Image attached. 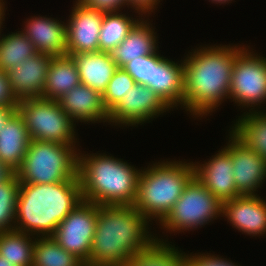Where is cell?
I'll return each instance as SVG.
<instances>
[{"label": "cell", "instance_id": "35", "mask_svg": "<svg viewBox=\"0 0 266 266\" xmlns=\"http://www.w3.org/2000/svg\"><path fill=\"white\" fill-rule=\"evenodd\" d=\"M6 72L0 70V106H17Z\"/></svg>", "mask_w": 266, "mask_h": 266}, {"label": "cell", "instance_id": "6", "mask_svg": "<svg viewBox=\"0 0 266 266\" xmlns=\"http://www.w3.org/2000/svg\"><path fill=\"white\" fill-rule=\"evenodd\" d=\"M78 152L75 145L31 140L15 174L20 183L51 184L79 180Z\"/></svg>", "mask_w": 266, "mask_h": 266}, {"label": "cell", "instance_id": "26", "mask_svg": "<svg viewBox=\"0 0 266 266\" xmlns=\"http://www.w3.org/2000/svg\"><path fill=\"white\" fill-rule=\"evenodd\" d=\"M118 12H104L99 36V51L111 52L129 34L133 27L143 18H133Z\"/></svg>", "mask_w": 266, "mask_h": 266}, {"label": "cell", "instance_id": "31", "mask_svg": "<svg viewBox=\"0 0 266 266\" xmlns=\"http://www.w3.org/2000/svg\"><path fill=\"white\" fill-rule=\"evenodd\" d=\"M134 85V79L123 68H117L102 95L103 105L108 113Z\"/></svg>", "mask_w": 266, "mask_h": 266}, {"label": "cell", "instance_id": "27", "mask_svg": "<svg viewBox=\"0 0 266 266\" xmlns=\"http://www.w3.org/2000/svg\"><path fill=\"white\" fill-rule=\"evenodd\" d=\"M35 239L17 230L0 232V255L15 266H32Z\"/></svg>", "mask_w": 266, "mask_h": 266}, {"label": "cell", "instance_id": "15", "mask_svg": "<svg viewBox=\"0 0 266 266\" xmlns=\"http://www.w3.org/2000/svg\"><path fill=\"white\" fill-rule=\"evenodd\" d=\"M151 88L170 108L181 105L184 109V59L180 63L162 56L159 51L152 54Z\"/></svg>", "mask_w": 266, "mask_h": 266}, {"label": "cell", "instance_id": "14", "mask_svg": "<svg viewBox=\"0 0 266 266\" xmlns=\"http://www.w3.org/2000/svg\"><path fill=\"white\" fill-rule=\"evenodd\" d=\"M204 164L193 163L195 177L222 203L240 195L233 177L232 150L226 145Z\"/></svg>", "mask_w": 266, "mask_h": 266}, {"label": "cell", "instance_id": "9", "mask_svg": "<svg viewBox=\"0 0 266 266\" xmlns=\"http://www.w3.org/2000/svg\"><path fill=\"white\" fill-rule=\"evenodd\" d=\"M253 50L246 46L236 56L229 90V99L250 112L266 102V58Z\"/></svg>", "mask_w": 266, "mask_h": 266}, {"label": "cell", "instance_id": "10", "mask_svg": "<svg viewBox=\"0 0 266 266\" xmlns=\"http://www.w3.org/2000/svg\"><path fill=\"white\" fill-rule=\"evenodd\" d=\"M98 207L95 203L81 201L58 225L53 235L62 248L74 254L85 266H89Z\"/></svg>", "mask_w": 266, "mask_h": 266}, {"label": "cell", "instance_id": "21", "mask_svg": "<svg viewBox=\"0 0 266 266\" xmlns=\"http://www.w3.org/2000/svg\"><path fill=\"white\" fill-rule=\"evenodd\" d=\"M70 56L77 66L80 82L103 95L118 68L110 52L76 53Z\"/></svg>", "mask_w": 266, "mask_h": 266}, {"label": "cell", "instance_id": "8", "mask_svg": "<svg viewBox=\"0 0 266 266\" xmlns=\"http://www.w3.org/2000/svg\"><path fill=\"white\" fill-rule=\"evenodd\" d=\"M219 216L222 217V202L194 175L159 226L166 232L180 233L201 228Z\"/></svg>", "mask_w": 266, "mask_h": 266}, {"label": "cell", "instance_id": "4", "mask_svg": "<svg viewBox=\"0 0 266 266\" xmlns=\"http://www.w3.org/2000/svg\"><path fill=\"white\" fill-rule=\"evenodd\" d=\"M78 152L82 199L97 205H133L141 169L105 153Z\"/></svg>", "mask_w": 266, "mask_h": 266}, {"label": "cell", "instance_id": "23", "mask_svg": "<svg viewBox=\"0 0 266 266\" xmlns=\"http://www.w3.org/2000/svg\"><path fill=\"white\" fill-rule=\"evenodd\" d=\"M79 84L80 76L73 58L70 55L52 57L42 97L58 101Z\"/></svg>", "mask_w": 266, "mask_h": 266}, {"label": "cell", "instance_id": "3", "mask_svg": "<svg viewBox=\"0 0 266 266\" xmlns=\"http://www.w3.org/2000/svg\"><path fill=\"white\" fill-rule=\"evenodd\" d=\"M81 201L80 180L20 183L14 230L34 237L53 236L58 225Z\"/></svg>", "mask_w": 266, "mask_h": 266}, {"label": "cell", "instance_id": "29", "mask_svg": "<svg viewBox=\"0 0 266 266\" xmlns=\"http://www.w3.org/2000/svg\"><path fill=\"white\" fill-rule=\"evenodd\" d=\"M32 266H85L74 254L62 248L53 236L36 237Z\"/></svg>", "mask_w": 266, "mask_h": 266}, {"label": "cell", "instance_id": "13", "mask_svg": "<svg viewBox=\"0 0 266 266\" xmlns=\"http://www.w3.org/2000/svg\"><path fill=\"white\" fill-rule=\"evenodd\" d=\"M227 146L232 150L233 177L237 193L258 195L266 179V158L249 149L231 131Z\"/></svg>", "mask_w": 266, "mask_h": 266}, {"label": "cell", "instance_id": "28", "mask_svg": "<svg viewBox=\"0 0 266 266\" xmlns=\"http://www.w3.org/2000/svg\"><path fill=\"white\" fill-rule=\"evenodd\" d=\"M36 53L34 44L22 31L0 34V70L15 68Z\"/></svg>", "mask_w": 266, "mask_h": 266}, {"label": "cell", "instance_id": "7", "mask_svg": "<svg viewBox=\"0 0 266 266\" xmlns=\"http://www.w3.org/2000/svg\"><path fill=\"white\" fill-rule=\"evenodd\" d=\"M17 111L22 116L31 140L76 145V124L56 100L43 97L20 100ZM75 130V131H74Z\"/></svg>", "mask_w": 266, "mask_h": 266}, {"label": "cell", "instance_id": "12", "mask_svg": "<svg viewBox=\"0 0 266 266\" xmlns=\"http://www.w3.org/2000/svg\"><path fill=\"white\" fill-rule=\"evenodd\" d=\"M66 20L67 54L99 51V36L104 12L74 2Z\"/></svg>", "mask_w": 266, "mask_h": 266}, {"label": "cell", "instance_id": "20", "mask_svg": "<svg viewBox=\"0 0 266 266\" xmlns=\"http://www.w3.org/2000/svg\"><path fill=\"white\" fill-rule=\"evenodd\" d=\"M148 20L150 19L146 20L143 17L127 37L110 52L118 68H123L128 62L139 56L154 54L158 51V36L156 37L155 28Z\"/></svg>", "mask_w": 266, "mask_h": 266}, {"label": "cell", "instance_id": "34", "mask_svg": "<svg viewBox=\"0 0 266 266\" xmlns=\"http://www.w3.org/2000/svg\"><path fill=\"white\" fill-rule=\"evenodd\" d=\"M88 8L102 12H120L126 6V0H78Z\"/></svg>", "mask_w": 266, "mask_h": 266}, {"label": "cell", "instance_id": "40", "mask_svg": "<svg viewBox=\"0 0 266 266\" xmlns=\"http://www.w3.org/2000/svg\"><path fill=\"white\" fill-rule=\"evenodd\" d=\"M0 266H15L8 261V259L4 258L0 255Z\"/></svg>", "mask_w": 266, "mask_h": 266}, {"label": "cell", "instance_id": "41", "mask_svg": "<svg viewBox=\"0 0 266 266\" xmlns=\"http://www.w3.org/2000/svg\"><path fill=\"white\" fill-rule=\"evenodd\" d=\"M231 1H233V0H211L212 3H215V4L220 3L219 5L227 4V3L229 4ZM209 2H210V0H209Z\"/></svg>", "mask_w": 266, "mask_h": 266}, {"label": "cell", "instance_id": "11", "mask_svg": "<svg viewBox=\"0 0 266 266\" xmlns=\"http://www.w3.org/2000/svg\"><path fill=\"white\" fill-rule=\"evenodd\" d=\"M169 110L171 109L151 88L136 84L108 113V123L119 127H136L147 121L151 122L153 118Z\"/></svg>", "mask_w": 266, "mask_h": 266}, {"label": "cell", "instance_id": "25", "mask_svg": "<svg viewBox=\"0 0 266 266\" xmlns=\"http://www.w3.org/2000/svg\"><path fill=\"white\" fill-rule=\"evenodd\" d=\"M167 242L156 236L147 248L134 255L125 266H188L185 252Z\"/></svg>", "mask_w": 266, "mask_h": 266}, {"label": "cell", "instance_id": "39", "mask_svg": "<svg viewBox=\"0 0 266 266\" xmlns=\"http://www.w3.org/2000/svg\"><path fill=\"white\" fill-rule=\"evenodd\" d=\"M4 0H0V34H1V31L3 30V29H1V28H3V27H1L2 25H3V21H5V10L7 9V8H5V1L3 2Z\"/></svg>", "mask_w": 266, "mask_h": 266}, {"label": "cell", "instance_id": "36", "mask_svg": "<svg viewBox=\"0 0 266 266\" xmlns=\"http://www.w3.org/2000/svg\"><path fill=\"white\" fill-rule=\"evenodd\" d=\"M160 0H126V6L134 9L135 13H138L139 17H147L151 15V13L155 9L157 10L158 4ZM148 13V14H147ZM147 15V16H146Z\"/></svg>", "mask_w": 266, "mask_h": 266}, {"label": "cell", "instance_id": "32", "mask_svg": "<svg viewBox=\"0 0 266 266\" xmlns=\"http://www.w3.org/2000/svg\"><path fill=\"white\" fill-rule=\"evenodd\" d=\"M123 69L134 79L136 84L148 87V82H151L152 54L131 60Z\"/></svg>", "mask_w": 266, "mask_h": 266}, {"label": "cell", "instance_id": "38", "mask_svg": "<svg viewBox=\"0 0 266 266\" xmlns=\"http://www.w3.org/2000/svg\"><path fill=\"white\" fill-rule=\"evenodd\" d=\"M15 171L0 160V183L9 180Z\"/></svg>", "mask_w": 266, "mask_h": 266}, {"label": "cell", "instance_id": "22", "mask_svg": "<svg viewBox=\"0 0 266 266\" xmlns=\"http://www.w3.org/2000/svg\"><path fill=\"white\" fill-rule=\"evenodd\" d=\"M31 139L22 116L16 111L0 131V160L16 171Z\"/></svg>", "mask_w": 266, "mask_h": 266}, {"label": "cell", "instance_id": "1", "mask_svg": "<svg viewBox=\"0 0 266 266\" xmlns=\"http://www.w3.org/2000/svg\"><path fill=\"white\" fill-rule=\"evenodd\" d=\"M200 46L184 59V109L195 119L211 114L229 99L235 58L245 48L238 44Z\"/></svg>", "mask_w": 266, "mask_h": 266}, {"label": "cell", "instance_id": "37", "mask_svg": "<svg viewBox=\"0 0 266 266\" xmlns=\"http://www.w3.org/2000/svg\"><path fill=\"white\" fill-rule=\"evenodd\" d=\"M17 106H0V131L7 120L17 111Z\"/></svg>", "mask_w": 266, "mask_h": 266}, {"label": "cell", "instance_id": "5", "mask_svg": "<svg viewBox=\"0 0 266 266\" xmlns=\"http://www.w3.org/2000/svg\"><path fill=\"white\" fill-rule=\"evenodd\" d=\"M194 176L193 162L161 161L141 169L133 204L149 222L160 223Z\"/></svg>", "mask_w": 266, "mask_h": 266}, {"label": "cell", "instance_id": "30", "mask_svg": "<svg viewBox=\"0 0 266 266\" xmlns=\"http://www.w3.org/2000/svg\"><path fill=\"white\" fill-rule=\"evenodd\" d=\"M19 186L16 174L0 183V232L14 230Z\"/></svg>", "mask_w": 266, "mask_h": 266}, {"label": "cell", "instance_id": "16", "mask_svg": "<svg viewBox=\"0 0 266 266\" xmlns=\"http://www.w3.org/2000/svg\"><path fill=\"white\" fill-rule=\"evenodd\" d=\"M222 217L250 236L266 234V201L259 195H242L222 203Z\"/></svg>", "mask_w": 266, "mask_h": 266}, {"label": "cell", "instance_id": "18", "mask_svg": "<svg viewBox=\"0 0 266 266\" xmlns=\"http://www.w3.org/2000/svg\"><path fill=\"white\" fill-rule=\"evenodd\" d=\"M21 31L30 39L38 53L53 57L67 54L66 22L52 17L33 16L24 22Z\"/></svg>", "mask_w": 266, "mask_h": 266}, {"label": "cell", "instance_id": "17", "mask_svg": "<svg viewBox=\"0 0 266 266\" xmlns=\"http://www.w3.org/2000/svg\"><path fill=\"white\" fill-rule=\"evenodd\" d=\"M52 57L37 52L35 55L21 61L20 65L6 71L12 93L18 101L42 97Z\"/></svg>", "mask_w": 266, "mask_h": 266}, {"label": "cell", "instance_id": "19", "mask_svg": "<svg viewBox=\"0 0 266 266\" xmlns=\"http://www.w3.org/2000/svg\"><path fill=\"white\" fill-rule=\"evenodd\" d=\"M58 102L75 124L108 122V112L104 108L102 95L82 83L70 89Z\"/></svg>", "mask_w": 266, "mask_h": 266}, {"label": "cell", "instance_id": "33", "mask_svg": "<svg viewBox=\"0 0 266 266\" xmlns=\"http://www.w3.org/2000/svg\"><path fill=\"white\" fill-rule=\"evenodd\" d=\"M188 266H238L231 260H227L226 258L219 257V255L215 256V254L210 253H192L186 254Z\"/></svg>", "mask_w": 266, "mask_h": 266}, {"label": "cell", "instance_id": "24", "mask_svg": "<svg viewBox=\"0 0 266 266\" xmlns=\"http://www.w3.org/2000/svg\"><path fill=\"white\" fill-rule=\"evenodd\" d=\"M231 132L249 149L266 158V112H244L233 124Z\"/></svg>", "mask_w": 266, "mask_h": 266}, {"label": "cell", "instance_id": "2", "mask_svg": "<svg viewBox=\"0 0 266 266\" xmlns=\"http://www.w3.org/2000/svg\"><path fill=\"white\" fill-rule=\"evenodd\" d=\"M149 223L133 205H99L89 266H125L156 239Z\"/></svg>", "mask_w": 266, "mask_h": 266}]
</instances>
